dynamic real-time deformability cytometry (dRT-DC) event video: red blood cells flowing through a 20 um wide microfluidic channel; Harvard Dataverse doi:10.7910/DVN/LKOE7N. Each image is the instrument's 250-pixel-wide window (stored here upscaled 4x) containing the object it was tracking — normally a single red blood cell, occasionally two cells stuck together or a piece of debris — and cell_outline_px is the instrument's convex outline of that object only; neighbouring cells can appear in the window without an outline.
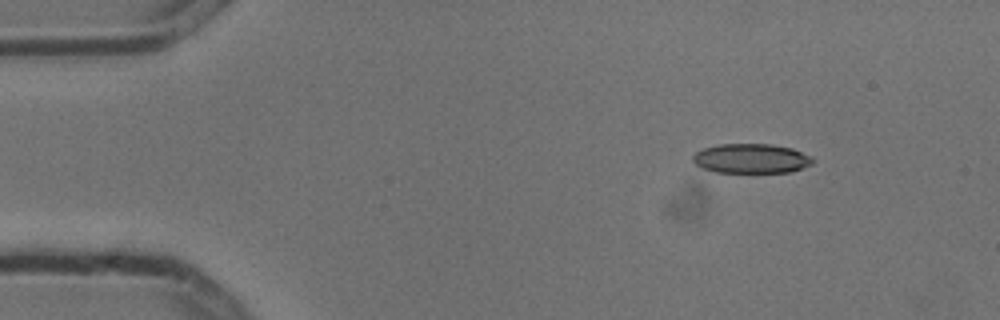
{"species": "common noctule bat (a hibernating species)", "species_latin": "Nyctalus noctula", "temperature_condition": "cold", "stored_images_in_passage": 5, "camera_frame_rate_fps": 3000, "um_per_image_px": 0.085, "animal": {"sex": "male", "body_mass_g": 13.3}, "frame": {"image": 1, "passage_image": 1, "time_ms": 0.0, "image_size_px": [1000, 320], "cell_outline_px": [[812, 164], [792, 172], [716, 172], [704, 168], [696, 164], [692, 160], [692, 156], [696, 152], [704, 148], [716, 144], [772, 144], [792, 148], [812, 156]], "centroid_in_image_um": [63.86, 13.46], "position_along_channel_um": 21.1, "area_um2": 20.63}}
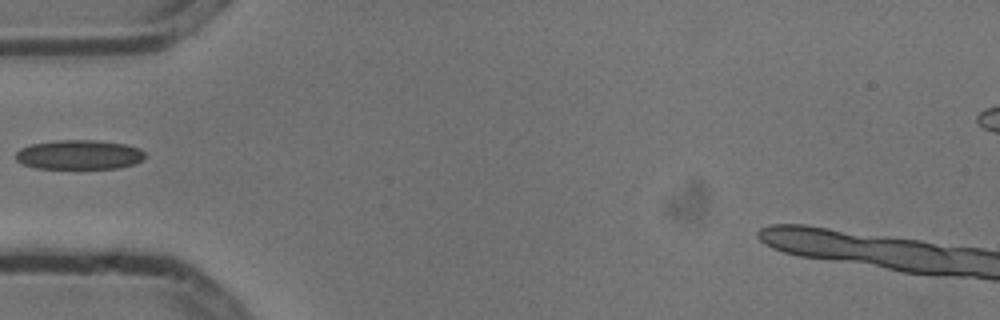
{"frame": {"image": 2, "passage_image": 4, "time_ms": 1.0, "image_size_px": [1000, 320], "cell_outline_px": [[144, 156], [140, 160], [132, 164], [116, 168], [36, 168], [24, 164], [16, 160], [16, 152], [20, 148], [32, 144], [56, 140], [96, 140], [124, 144], [140, 148], [144, 152]], "centroid_in_image_um": [6.7, 13.14], "position_along_channel_um": 78.3, "area_um2": 21.96}}
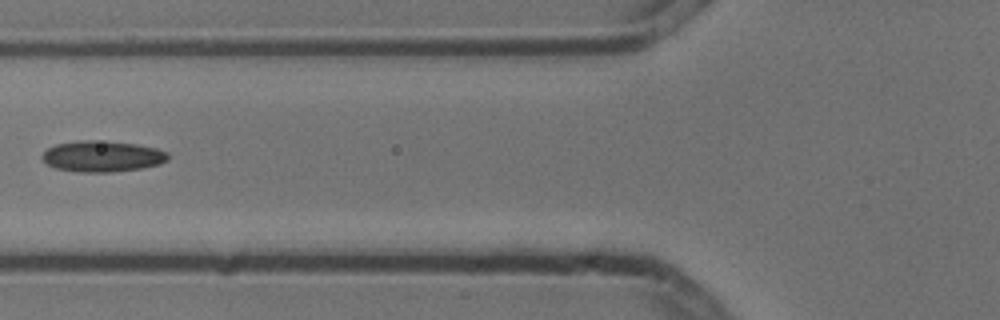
{"frame": {"image": 3, "passage_image": 5, "time_ms": 1.333, "image_size_px": [1000, 320], "cell_outline_px": [[168, 160], [160, 164], [144, 168], [112, 172], [80, 172], [56, 168], [48, 164], [40, 156], [48, 148], [56, 144], [80, 140], [92, 140], [136, 144], [156, 148], [168, 152]], "centroid_in_image_um": [8.72, 13.29], "position_along_channel_um": 117.1, "area_um2": 22.72}}